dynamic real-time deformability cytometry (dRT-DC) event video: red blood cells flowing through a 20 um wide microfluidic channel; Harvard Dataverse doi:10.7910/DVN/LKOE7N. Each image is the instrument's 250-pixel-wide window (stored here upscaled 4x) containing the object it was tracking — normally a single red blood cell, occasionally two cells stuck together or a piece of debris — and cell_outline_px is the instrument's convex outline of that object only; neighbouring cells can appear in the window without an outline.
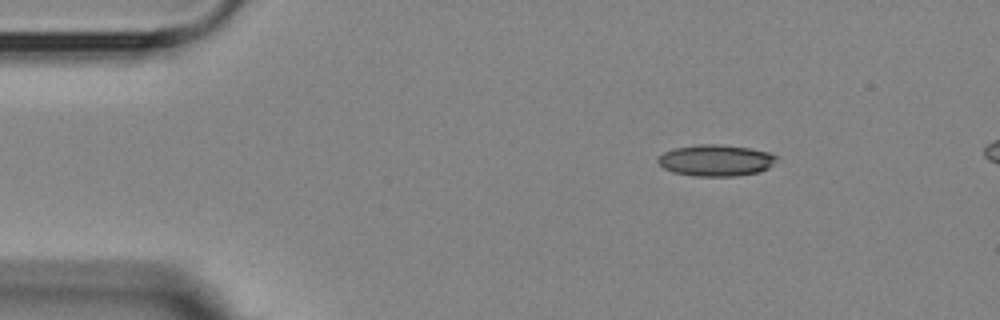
{"species": "Egyptian fruit bat (a non-hibernating species)", "species_latin": "Rousettus aegyptiacus", "temperature_condition": "room temperature", "stored_images_in_passage": 4, "segment_of_instrument_passage": [1, 2], "camera_frame_rate_fps": 3000, "um_per_image_px": 0.085, "animal": {"sex": "female"}, "frame": {"image": 1, "passage_image": 1, "time_ms": 0.0, "image_size_px": [1000, 320], "cell_outline_px": [[776, 156], [772, 164], [768, 168], [760, 172], [736, 176], [692, 176], [672, 172], [664, 168], [656, 160], [664, 152], [676, 148], [696, 144], [720, 144], [748, 148], [768, 152]], "centroid_in_image_um": [60.82, 13.64], "position_along_channel_um": 24.2, "area_um2": 21.62}}